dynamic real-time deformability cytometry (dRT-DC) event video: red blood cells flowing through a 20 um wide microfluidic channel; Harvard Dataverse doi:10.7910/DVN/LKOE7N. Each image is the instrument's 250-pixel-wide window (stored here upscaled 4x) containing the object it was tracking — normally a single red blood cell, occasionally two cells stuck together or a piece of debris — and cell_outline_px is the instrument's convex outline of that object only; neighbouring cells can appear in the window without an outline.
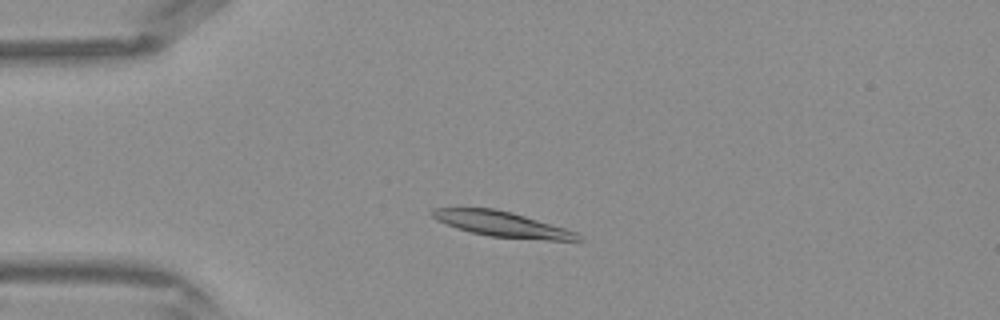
{"species": "Egyptian fruit bat (a non-hibernating species)", "species_latin": "Rousettus aegyptiacus", "temperature_condition": "warm", "stored_images_in_passage": 29, "camera_frame_rate_fps": 3000, "um_per_image_px": 0.085, "frame": {"image": 1, "passage_image": 4, "time_ms": 1.0, "image_size_px": [1000, 320], "cell_outline_px": [[584, 240], [548, 240], [492, 236], [472, 232], [456, 228], [436, 220], [428, 212], [432, 208], [496, 208], [512, 212], [580, 232], [584, 236]], "centroid_in_image_um": [42.72, 19.04], "position_along_channel_um": 42.3, "area_um2": 21.62}}
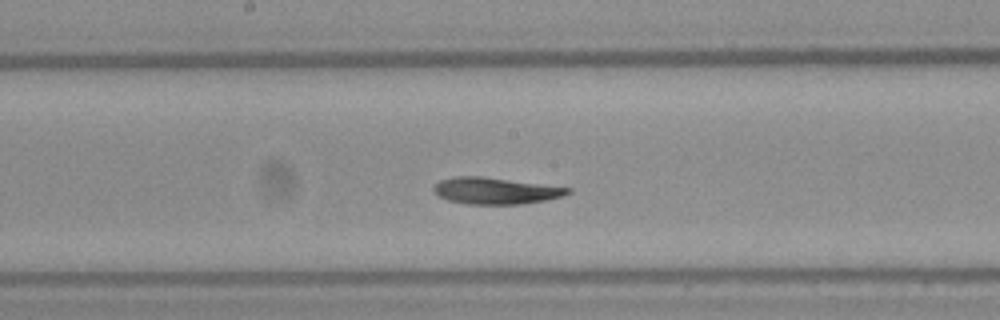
{"frame": {"image": 2, "passage_image": 16, "time_ms": 5.0, "image_size_px": [1000, 320], "cell_outline_px": [[572, 192], [564, 196], [524, 204], [468, 204], [448, 200], [432, 192], [432, 188], [440, 180], [456, 176], [480, 176], [572, 188]], "centroid_in_image_um": [42.11, 16.22], "position_along_channel_um": 206.1, "area_um2": 20.69}}
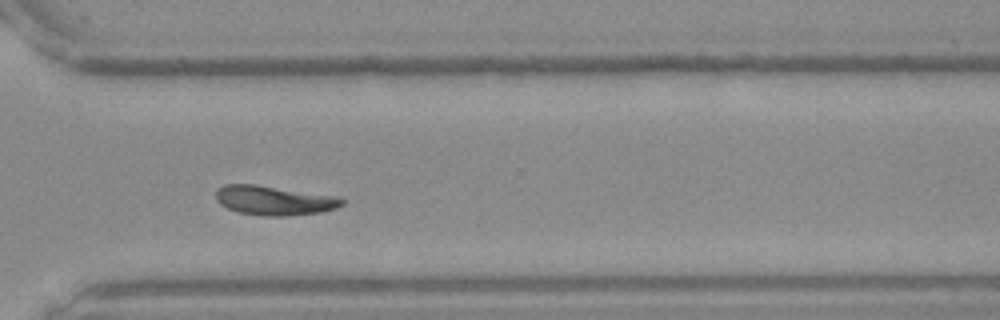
{"frame": {"image": 3, "passage_image": 25, "time_ms": 8.0, "image_size_px": [1000, 320], "cell_outline_px": [[344, 204], [336, 208], [320, 212], [288, 216], [264, 216], [236, 212], [220, 204], [216, 200], [216, 192], [224, 184], [256, 184], [340, 196], [344, 200]], "centroid_in_image_um": [23.33, 17.03], "position_along_channel_um": 347.3, "area_um2": 21.85}}